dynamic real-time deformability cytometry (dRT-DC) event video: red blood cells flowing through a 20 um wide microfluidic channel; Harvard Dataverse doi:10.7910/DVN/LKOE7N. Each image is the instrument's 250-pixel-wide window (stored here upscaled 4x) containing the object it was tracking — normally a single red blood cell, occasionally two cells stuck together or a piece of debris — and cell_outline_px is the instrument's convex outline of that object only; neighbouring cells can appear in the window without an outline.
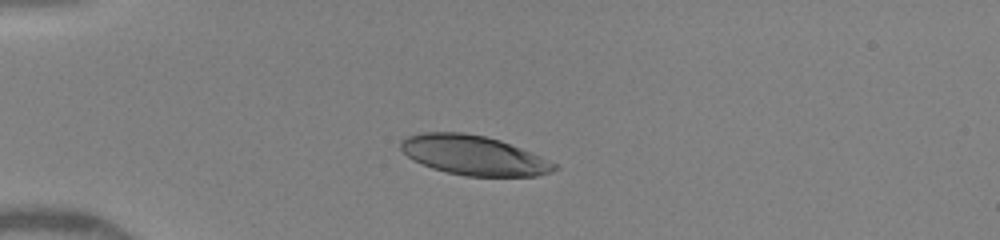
{"species": "human", "species_latin": "Homo sapiens", "temperature_condition": "warm", "stored_images_in_passage": 6, "camera_frame_rate_fps": 3000, "um_per_image_px": 0.085, "donor": {"sex": "female"}, "frame": {"image": 1, "passage_image": 1, "time_ms": 0.0, "image_size_px": [1000, 240], "cell_outline_px": [[560, 168], [552, 172], [536, 176], [468, 176], [448, 172], [432, 168], [412, 160], [400, 148], [400, 144], [408, 136], [424, 132], [464, 132], [484, 136], [500, 140], [532, 152], [556, 164]], "centroid_in_image_um": [40.29, 13.2], "position_along_channel_um": 44.7, "area_um2": 35.26}}
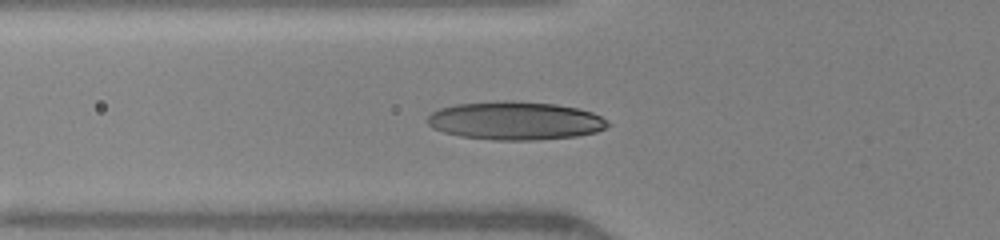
{"frame": {"image": 2, "passage_image": 4, "time_ms": 1.667, "image_size_px": [1000, 240], "cell_outline_px": [[612, 124], [596, 132], [576, 136], [532, 140], [492, 140], [460, 136], [444, 132], [432, 128], [428, 124], [428, 116], [432, 112], [440, 108], [456, 104], [504, 100], [508, 100], [556, 104], [580, 108], [592, 112], [600, 116]], "centroid_in_image_um": [43.8, 10.25], "position_along_channel_um": 82.0, "area_um2": 40.34}}
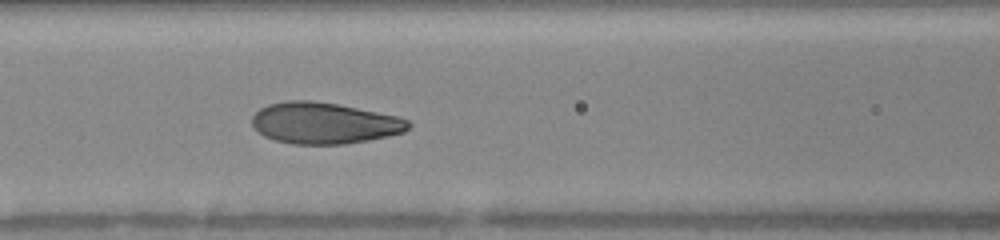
{"frame": {"image": 3, "passage_image": 6, "time_ms": 3.0, "image_size_px": [1000, 240], "cell_outline_px": [[412, 124], [404, 132], [368, 140], [344, 144], [292, 144], [276, 140], [264, 136], [252, 124], [252, 116], [260, 108], [268, 104], [288, 100], [312, 100], [336, 104], [396, 116], [408, 120]], "centroid_in_image_um": [27.53, 10.46], "position_along_channel_um": 139.1, "area_um2": 37.34}}